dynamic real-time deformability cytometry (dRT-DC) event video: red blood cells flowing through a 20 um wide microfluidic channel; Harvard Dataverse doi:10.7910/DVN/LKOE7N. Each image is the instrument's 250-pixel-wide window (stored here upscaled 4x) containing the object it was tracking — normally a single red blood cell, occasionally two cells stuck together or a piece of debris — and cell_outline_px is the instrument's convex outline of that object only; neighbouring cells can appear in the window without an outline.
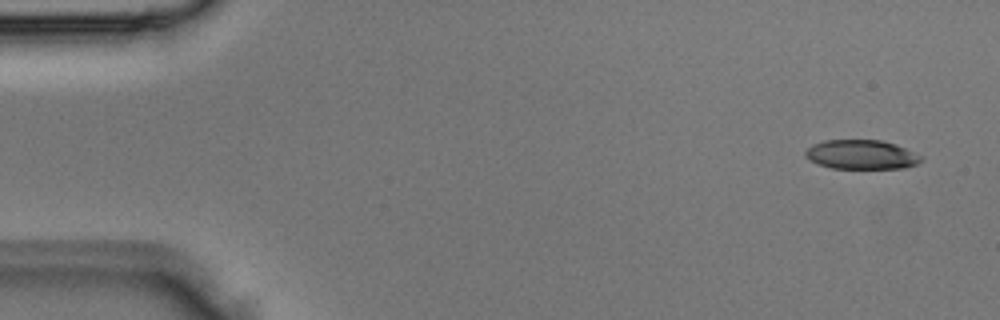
{"species": "Egyptian fruit bat (a non-hibernating species)", "species_latin": "Rousettus aegyptiacus", "temperature_condition": "room temperature", "stored_images_in_passage": 4, "camera_frame_rate_fps": 3000, "um_per_image_px": 0.085, "animal": {"sex": "male"}, "frame": {"image": 1, "passage_image": 1, "time_ms": 0.0, "image_size_px": [1000, 320], "cell_outline_px": [[924, 160], [916, 164], [904, 168], [832, 168], [808, 160], [804, 156], [804, 152], [812, 144], [824, 140], [880, 140], [896, 144], [924, 156]], "centroid_in_image_um": [73.23, 13.13], "position_along_channel_um": 11.8, "area_um2": 19.88}}
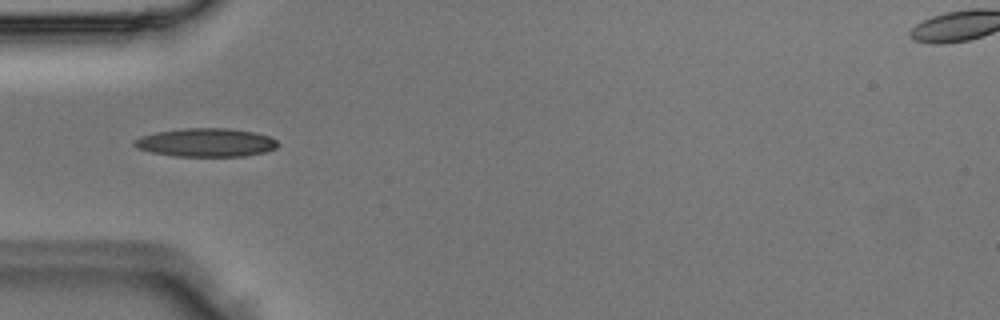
{"frame": {"image": 2, "passage_image": 4, "time_ms": 1.0, "image_size_px": [1000, 320], "cell_outline_px": [[280, 144], [276, 148], [264, 152], [244, 156], [176, 156], [152, 152], [136, 148], [132, 144], [132, 140], [140, 136], [156, 132], [184, 128], [228, 128], [252, 132], [268, 136], [276, 140]], "centroid_in_image_um": [17.48, 12.11], "position_along_channel_um": 67.5, "area_um2": 23.81}}